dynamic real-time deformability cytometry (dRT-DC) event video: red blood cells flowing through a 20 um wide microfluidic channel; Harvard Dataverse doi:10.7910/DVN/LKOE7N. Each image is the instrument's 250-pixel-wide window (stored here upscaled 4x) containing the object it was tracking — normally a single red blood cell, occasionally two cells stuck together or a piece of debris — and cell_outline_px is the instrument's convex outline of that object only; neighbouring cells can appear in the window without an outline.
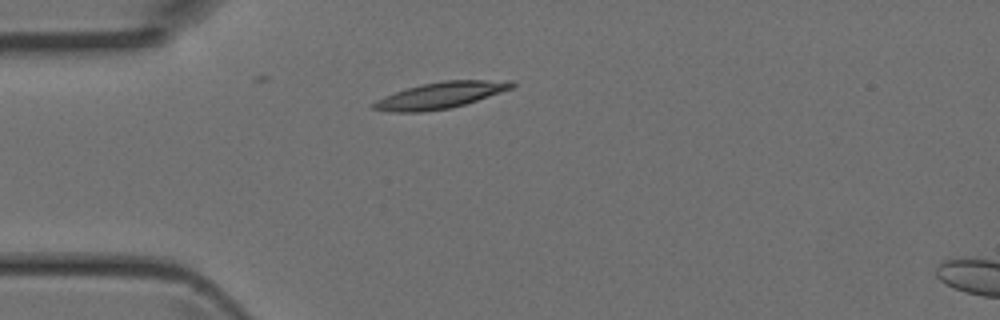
{"species": "Egyptian fruit bat (a non-hibernating species)", "species_latin": "Rousettus aegyptiacus", "temperature_condition": "room temperature", "stored_images_in_passage": 2, "camera_frame_rate_fps": 3000, "um_per_image_px": 0.085, "animal": {"sex": "female"}, "frame": {"image": 1, "passage_image": 1, "time_ms": 0.0, "image_size_px": [1000, 320], "cell_outline_px": [[516, 84], [512, 88], [464, 104], [448, 108], [420, 112], [388, 112], [372, 108], [372, 104], [376, 100], [384, 96], [420, 84], [444, 80], [512, 80]], "centroid_in_image_um": [37.42, 8.09], "position_along_channel_um": 47.6, "area_um2": 20.98}}